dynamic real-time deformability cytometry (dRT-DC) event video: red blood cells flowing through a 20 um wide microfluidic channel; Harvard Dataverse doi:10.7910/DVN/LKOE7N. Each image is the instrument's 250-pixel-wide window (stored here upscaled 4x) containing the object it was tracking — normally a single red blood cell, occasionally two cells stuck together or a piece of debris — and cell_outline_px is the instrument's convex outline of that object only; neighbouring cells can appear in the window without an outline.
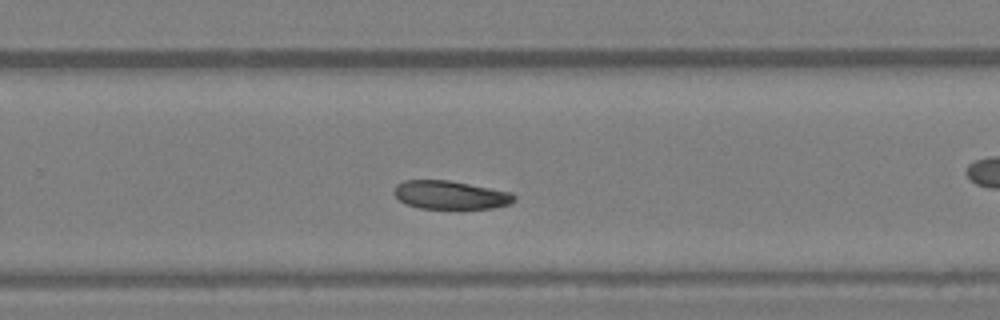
{"species": "Egyptian fruit bat (a non-hibernating species)", "species_latin": "Rousettus aegyptiacus", "temperature_condition": "warm", "stored_images_in_passage": 34, "camera_frame_rate_fps": 3000, "um_per_image_px": 0.085, "animal": {"sex": "female"}, "frame": {"image": 1, "passage_image": 20, "time_ms": 6.333, "image_size_px": [1000, 320], "cell_outline_px": [[516, 200], [508, 204], [496, 208], [420, 208], [408, 204], [400, 200], [392, 192], [396, 184], [404, 180], [448, 180], [512, 192], [516, 196]], "centroid_in_image_um": [38.29, 16.56], "position_along_channel_um": 291.5, "area_um2": 19.83}}